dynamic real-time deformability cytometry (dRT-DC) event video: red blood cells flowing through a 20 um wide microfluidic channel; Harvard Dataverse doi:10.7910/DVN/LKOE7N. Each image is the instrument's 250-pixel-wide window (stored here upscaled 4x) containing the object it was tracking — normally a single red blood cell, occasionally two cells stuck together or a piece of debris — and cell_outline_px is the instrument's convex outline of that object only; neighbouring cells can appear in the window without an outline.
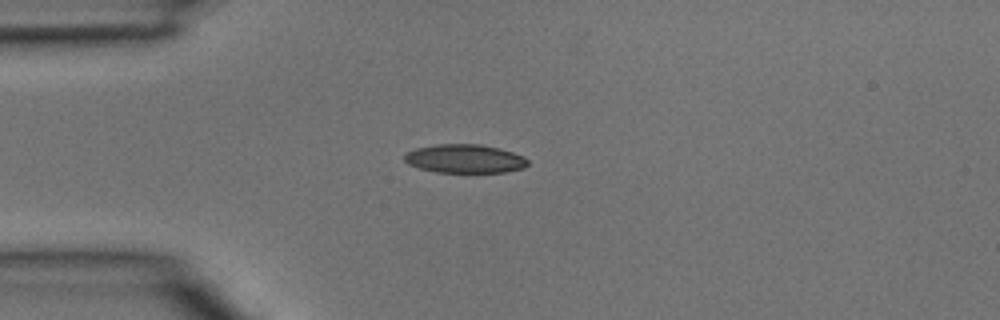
{"species": "common noctule bat (a hibernating species)", "species_latin": "Nyctalus noctula", "temperature_condition": "room temperature", "stored_images_in_passage": 2, "camera_frame_rate_fps": 3000, "um_per_image_px": 0.085, "animal": {"sex": "male", "body_mass_g": 15.6}, "frame": {"image": 1, "passage_image": 2, "time_ms": 0.333, "image_size_px": [1000, 320], "cell_outline_px": [[528, 164], [524, 168], [504, 172], [436, 172], [420, 168], [408, 164], [404, 160], [404, 156], [408, 152], [416, 148], [436, 144], [480, 144], [500, 148], [524, 156], [528, 160]], "centroid_in_image_um": [39.52, 13.48], "position_along_channel_um": 45.5, "area_um2": 20.58}}